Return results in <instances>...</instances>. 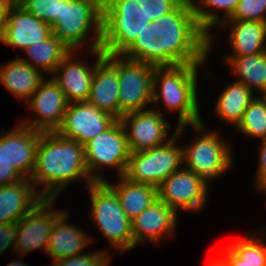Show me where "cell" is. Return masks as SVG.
I'll use <instances>...</instances> for the list:
<instances>
[{"instance_id":"10","label":"cell","mask_w":266,"mask_h":266,"mask_svg":"<svg viewBox=\"0 0 266 266\" xmlns=\"http://www.w3.org/2000/svg\"><path fill=\"white\" fill-rule=\"evenodd\" d=\"M155 67L118 55L119 120L152 103Z\"/></svg>"},{"instance_id":"14","label":"cell","mask_w":266,"mask_h":266,"mask_svg":"<svg viewBox=\"0 0 266 266\" xmlns=\"http://www.w3.org/2000/svg\"><path fill=\"white\" fill-rule=\"evenodd\" d=\"M26 104L37 114L33 120H22L21 124L42 132H51L61 126L69 103L59 85L50 78L39 84Z\"/></svg>"},{"instance_id":"29","label":"cell","mask_w":266,"mask_h":266,"mask_svg":"<svg viewBox=\"0 0 266 266\" xmlns=\"http://www.w3.org/2000/svg\"><path fill=\"white\" fill-rule=\"evenodd\" d=\"M70 51L57 37L51 34L44 41L30 45L24 50L29 59L20 57L19 54L17 56L30 66L40 71L43 70L42 72L54 74L56 68Z\"/></svg>"},{"instance_id":"6","label":"cell","mask_w":266,"mask_h":266,"mask_svg":"<svg viewBox=\"0 0 266 266\" xmlns=\"http://www.w3.org/2000/svg\"><path fill=\"white\" fill-rule=\"evenodd\" d=\"M91 196V218L105 236L112 249L119 253L132 250L134 239L131 220L121 207L116 192L105 182H92L87 186Z\"/></svg>"},{"instance_id":"2","label":"cell","mask_w":266,"mask_h":266,"mask_svg":"<svg viewBox=\"0 0 266 266\" xmlns=\"http://www.w3.org/2000/svg\"><path fill=\"white\" fill-rule=\"evenodd\" d=\"M81 179H86L87 186L94 182L86 167L84 145L56 131H40L36 165L30 178L34 186L44 185L38 193L43 198L57 199L68 184Z\"/></svg>"},{"instance_id":"39","label":"cell","mask_w":266,"mask_h":266,"mask_svg":"<svg viewBox=\"0 0 266 266\" xmlns=\"http://www.w3.org/2000/svg\"><path fill=\"white\" fill-rule=\"evenodd\" d=\"M16 3V0H0V38L2 35L3 28L6 23L9 11L12 6Z\"/></svg>"},{"instance_id":"12","label":"cell","mask_w":266,"mask_h":266,"mask_svg":"<svg viewBox=\"0 0 266 266\" xmlns=\"http://www.w3.org/2000/svg\"><path fill=\"white\" fill-rule=\"evenodd\" d=\"M55 200L44 198L16 222L17 254L22 256L37 248H42L46 252L54 222L63 212L51 209Z\"/></svg>"},{"instance_id":"31","label":"cell","mask_w":266,"mask_h":266,"mask_svg":"<svg viewBox=\"0 0 266 266\" xmlns=\"http://www.w3.org/2000/svg\"><path fill=\"white\" fill-rule=\"evenodd\" d=\"M236 128L249 137L266 139V96L255 97Z\"/></svg>"},{"instance_id":"16","label":"cell","mask_w":266,"mask_h":266,"mask_svg":"<svg viewBox=\"0 0 266 266\" xmlns=\"http://www.w3.org/2000/svg\"><path fill=\"white\" fill-rule=\"evenodd\" d=\"M117 119L88 102L69 103L61 126V136L76 140L81 145L107 130Z\"/></svg>"},{"instance_id":"26","label":"cell","mask_w":266,"mask_h":266,"mask_svg":"<svg viewBox=\"0 0 266 266\" xmlns=\"http://www.w3.org/2000/svg\"><path fill=\"white\" fill-rule=\"evenodd\" d=\"M226 87L216 101L215 112L220 119L237 127L256 95L253 96L254 92L240 81L229 83Z\"/></svg>"},{"instance_id":"25","label":"cell","mask_w":266,"mask_h":266,"mask_svg":"<svg viewBox=\"0 0 266 266\" xmlns=\"http://www.w3.org/2000/svg\"><path fill=\"white\" fill-rule=\"evenodd\" d=\"M120 180L114 185L107 180L105 182L116 192L122 209L132 221L158 199L157 187L130 181L125 176H121Z\"/></svg>"},{"instance_id":"41","label":"cell","mask_w":266,"mask_h":266,"mask_svg":"<svg viewBox=\"0 0 266 266\" xmlns=\"http://www.w3.org/2000/svg\"><path fill=\"white\" fill-rule=\"evenodd\" d=\"M6 266H27V265L21 261L16 260L8 263Z\"/></svg>"},{"instance_id":"7","label":"cell","mask_w":266,"mask_h":266,"mask_svg":"<svg viewBox=\"0 0 266 266\" xmlns=\"http://www.w3.org/2000/svg\"><path fill=\"white\" fill-rule=\"evenodd\" d=\"M187 125L176 127V134L165 144L130 153L125 177L130 181L158 187L172 173L182 168L183 149L176 146Z\"/></svg>"},{"instance_id":"13","label":"cell","mask_w":266,"mask_h":266,"mask_svg":"<svg viewBox=\"0 0 266 266\" xmlns=\"http://www.w3.org/2000/svg\"><path fill=\"white\" fill-rule=\"evenodd\" d=\"M120 121L126 132L130 153L161 146L176 134L175 130L169 139L167 138V130L170 129L171 125L166 122L161 112L156 109L151 110L149 108L129 113L122 116Z\"/></svg>"},{"instance_id":"28","label":"cell","mask_w":266,"mask_h":266,"mask_svg":"<svg viewBox=\"0 0 266 266\" xmlns=\"http://www.w3.org/2000/svg\"><path fill=\"white\" fill-rule=\"evenodd\" d=\"M234 76L252 91L266 96V52L241 57H224ZM255 89V90H254Z\"/></svg>"},{"instance_id":"35","label":"cell","mask_w":266,"mask_h":266,"mask_svg":"<svg viewBox=\"0 0 266 266\" xmlns=\"http://www.w3.org/2000/svg\"><path fill=\"white\" fill-rule=\"evenodd\" d=\"M144 15L152 21L172 12L178 4L175 0H137Z\"/></svg>"},{"instance_id":"27","label":"cell","mask_w":266,"mask_h":266,"mask_svg":"<svg viewBox=\"0 0 266 266\" xmlns=\"http://www.w3.org/2000/svg\"><path fill=\"white\" fill-rule=\"evenodd\" d=\"M252 234L222 249L226 254L217 259L223 266H266V244L256 232Z\"/></svg>"},{"instance_id":"32","label":"cell","mask_w":266,"mask_h":266,"mask_svg":"<svg viewBox=\"0 0 266 266\" xmlns=\"http://www.w3.org/2000/svg\"><path fill=\"white\" fill-rule=\"evenodd\" d=\"M16 3L50 26L61 17L62 0H16Z\"/></svg>"},{"instance_id":"3","label":"cell","mask_w":266,"mask_h":266,"mask_svg":"<svg viewBox=\"0 0 266 266\" xmlns=\"http://www.w3.org/2000/svg\"><path fill=\"white\" fill-rule=\"evenodd\" d=\"M200 65L203 66V64H184L155 67L152 103L162 101L169 111L178 112L177 126L203 122L199 114L197 94V75Z\"/></svg>"},{"instance_id":"36","label":"cell","mask_w":266,"mask_h":266,"mask_svg":"<svg viewBox=\"0 0 266 266\" xmlns=\"http://www.w3.org/2000/svg\"><path fill=\"white\" fill-rule=\"evenodd\" d=\"M23 178L14 168L6 162L4 158V133L0 134V186L17 183Z\"/></svg>"},{"instance_id":"1","label":"cell","mask_w":266,"mask_h":266,"mask_svg":"<svg viewBox=\"0 0 266 266\" xmlns=\"http://www.w3.org/2000/svg\"><path fill=\"white\" fill-rule=\"evenodd\" d=\"M208 52L209 35L198 25L194 10L178 5L147 25L121 56L154 67H170L205 64Z\"/></svg>"},{"instance_id":"37","label":"cell","mask_w":266,"mask_h":266,"mask_svg":"<svg viewBox=\"0 0 266 266\" xmlns=\"http://www.w3.org/2000/svg\"><path fill=\"white\" fill-rule=\"evenodd\" d=\"M16 223L0 224V254L16 245Z\"/></svg>"},{"instance_id":"24","label":"cell","mask_w":266,"mask_h":266,"mask_svg":"<svg viewBox=\"0 0 266 266\" xmlns=\"http://www.w3.org/2000/svg\"><path fill=\"white\" fill-rule=\"evenodd\" d=\"M44 80V75L17 58L0 66V81L5 88L15 97L22 99L25 103L30 99L39 84Z\"/></svg>"},{"instance_id":"21","label":"cell","mask_w":266,"mask_h":266,"mask_svg":"<svg viewBox=\"0 0 266 266\" xmlns=\"http://www.w3.org/2000/svg\"><path fill=\"white\" fill-rule=\"evenodd\" d=\"M29 179L0 186V224L16 223L44 198Z\"/></svg>"},{"instance_id":"40","label":"cell","mask_w":266,"mask_h":266,"mask_svg":"<svg viewBox=\"0 0 266 266\" xmlns=\"http://www.w3.org/2000/svg\"><path fill=\"white\" fill-rule=\"evenodd\" d=\"M175 2L180 6H185L195 10V8H197V6L200 4L201 0H175Z\"/></svg>"},{"instance_id":"5","label":"cell","mask_w":266,"mask_h":266,"mask_svg":"<svg viewBox=\"0 0 266 266\" xmlns=\"http://www.w3.org/2000/svg\"><path fill=\"white\" fill-rule=\"evenodd\" d=\"M150 23L137 0H102L100 50L121 55Z\"/></svg>"},{"instance_id":"15","label":"cell","mask_w":266,"mask_h":266,"mask_svg":"<svg viewBox=\"0 0 266 266\" xmlns=\"http://www.w3.org/2000/svg\"><path fill=\"white\" fill-rule=\"evenodd\" d=\"M89 53L97 61L87 102L119 120L118 55L104 54L100 49Z\"/></svg>"},{"instance_id":"34","label":"cell","mask_w":266,"mask_h":266,"mask_svg":"<svg viewBox=\"0 0 266 266\" xmlns=\"http://www.w3.org/2000/svg\"><path fill=\"white\" fill-rule=\"evenodd\" d=\"M110 260V255L102 250L59 259L51 266H108Z\"/></svg>"},{"instance_id":"33","label":"cell","mask_w":266,"mask_h":266,"mask_svg":"<svg viewBox=\"0 0 266 266\" xmlns=\"http://www.w3.org/2000/svg\"><path fill=\"white\" fill-rule=\"evenodd\" d=\"M225 21L266 22V0H240L233 15Z\"/></svg>"},{"instance_id":"20","label":"cell","mask_w":266,"mask_h":266,"mask_svg":"<svg viewBox=\"0 0 266 266\" xmlns=\"http://www.w3.org/2000/svg\"><path fill=\"white\" fill-rule=\"evenodd\" d=\"M74 53L75 51H70L63 58L52 78L63 91L68 103L87 102L95 65L91 68L81 60H75Z\"/></svg>"},{"instance_id":"30","label":"cell","mask_w":266,"mask_h":266,"mask_svg":"<svg viewBox=\"0 0 266 266\" xmlns=\"http://www.w3.org/2000/svg\"><path fill=\"white\" fill-rule=\"evenodd\" d=\"M240 0H201L200 4L195 8L194 13L198 25L209 35V51L212 49L214 41V34H212L211 28L219 26L223 21L229 19ZM209 8L222 10L224 12V18L217 15L216 11H211ZM208 9V10H206Z\"/></svg>"},{"instance_id":"11","label":"cell","mask_w":266,"mask_h":266,"mask_svg":"<svg viewBox=\"0 0 266 266\" xmlns=\"http://www.w3.org/2000/svg\"><path fill=\"white\" fill-rule=\"evenodd\" d=\"M208 185L200 175L180 168L157 187L158 199L176 213L178 209L197 212L207 201Z\"/></svg>"},{"instance_id":"17","label":"cell","mask_w":266,"mask_h":266,"mask_svg":"<svg viewBox=\"0 0 266 266\" xmlns=\"http://www.w3.org/2000/svg\"><path fill=\"white\" fill-rule=\"evenodd\" d=\"M4 132V158L23 178L32 177L36 165V151L40 131L20 124Z\"/></svg>"},{"instance_id":"18","label":"cell","mask_w":266,"mask_h":266,"mask_svg":"<svg viewBox=\"0 0 266 266\" xmlns=\"http://www.w3.org/2000/svg\"><path fill=\"white\" fill-rule=\"evenodd\" d=\"M51 26L15 3L9 11L0 42L25 50L30 45L47 39Z\"/></svg>"},{"instance_id":"23","label":"cell","mask_w":266,"mask_h":266,"mask_svg":"<svg viewBox=\"0 0 266 266\" xmlns=\"http://www.w3.org/2000/svg\"><path fill=\"white\" fill-rule=\"evenodd\" d=\"M231 27L229 42L232 55L225 57H241L266 52V22L257 21H223L219 26Z\"/></svg>"},{"instance_id":"22","label":"cell","mask_w":266,"mask_h":266,"mask_svg":"<svg viewBox=\"0 0 266 266\" xmlns=\"http://www.w3.org/2000/svg\"><path fill=\"white\" fill-rule=\"evenodd\" d=\"M68 212L63 211L55 220L48 239L46 253L54 261L80 255L92 239L80 228L68 224L65 220ZM91 239V240H90Z\"/></svg>"},{"instance_id":"8","label":"cell","mask_w":266,"mask_h":266,"mask_svg":"<svg viewBox=\"0 0 266 266\" xmlns=\"http://www.w3.org/2000/svg\"><path fill=\"white\" fill-rule=\"evenodd\" d=\"M202 135L190 146L182 147L183 164L185 168L200 175L207 182L217 178L230 169L232 165V152L230 145L214 132H206L204 122L191 125ZM206 132V133H204Z\"/></svg>"},{"instance_id":"9","label":"cell","mask_w":266,"mask_h":266,"mask_svg":"<svg viewBox=\"0 0 266 266\" xmlns=\"http://www.w3.org/2000/svg\"><path fill=\"white\" fill-rule=\"evenodd\" d=\"M85 163L90 178L105 181L97 169L115 167L119 177L124 176L129 162L130 151L124 126L116 120L107 130L84 145Z\"/></svg>"},{"instance_id":"19","label":"cell","mask_w":266,"mask_h":266,"mask_svg":"<svg viewBox=\"0 0 266 266\" xmlns=\"http://www.w3.org/2000/svg\"><path fill=\"white\" fill-rule=\"evenodd\" d=\"M177 213L159 199L131 221L134 248L146 240L158 245L162 237L172 235L177 225Z\"/></svg>"},{"instance_id":"38","label":"cell","mask_w":266,"mask_h":266,"mask_svg":"<svg viewBox=\"0 0 266 266\" xmlns=\"http://www.w3.org/2000/svg\"><path fill=\"white\" fill-rule=\"evenodd\" d=\"M259 165L256 172V188L266 193V139L261 141Z\"/></svg>"},{"instance_id":"42","label":"cell","mask_w":266,"mask_h":266,"mask_svg":"<svg viewBox=\"0 0 266 266\" xmlns=\"http://www.w3.org/2000/svg\"><path fill=\"white\" fill-rule=\"evenodd\" d=\"M209 266H223V265L217 258H215L214 261H212Z\"/></svg>"},{"instance_id":"4","label":"cell","mask_w":266,"mask_h":266,"mask_svg":"<svg viewBox=\"0 0 266 266\" xmlns=\"http://www.w3.org/2000/svg\"><path fill=\"white\" fill-rule=\"evenodd\" d=\"M90 30L95 40L88 45ZM51 31L71 51L83 46L87 51L100 49L102 0H62L61 17L51 26Z\"/></svg>"}]
</instances>
